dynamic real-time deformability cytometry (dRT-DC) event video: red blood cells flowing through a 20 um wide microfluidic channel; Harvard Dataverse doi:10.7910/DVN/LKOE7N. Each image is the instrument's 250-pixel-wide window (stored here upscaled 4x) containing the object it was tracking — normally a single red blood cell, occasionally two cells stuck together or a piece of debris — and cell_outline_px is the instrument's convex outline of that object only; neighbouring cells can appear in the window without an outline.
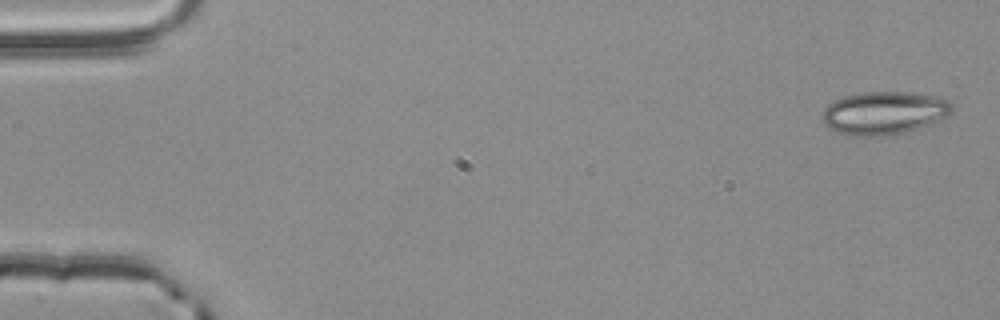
{"species": "common noctule bat (a hibernating species)", "species_latin": "Nyctalus noctula", "temperature_condition": "room temperature", "stored_images_in_passage": 5, "camera_frame_rate_fps": 3000, "um_per_image_px": 0.085, "animal": {"sex": "male", "body_mass_g": 20.4}, "frame": {"image": 1, "passage_image": 1, "time_ms": 0.0, "image_size_px": [1000, 320], "cell_outline_px": [[952, 112], [932, 124], [904, 132], [884, 136], [848, 136], [836, 132], [824, 124], [820, 116], [820, 112], [832, 100], [840, 96], [864, 92], [912, 92], [940, 96], [948, 100], [952, 104]], "centroid_in_image_um": [75.1, 9.59], "position_along_channel_um": 9.9, "area_um2": 33.18}}
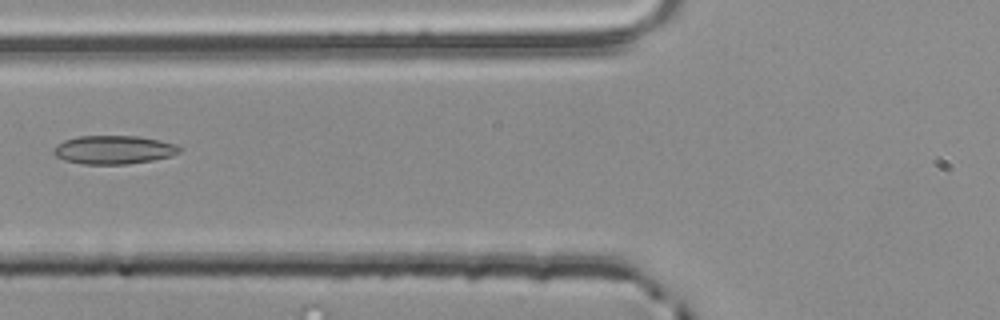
{"frame": {"image": 2, "passage_image": 5, "time_ms": 1.333, "image_size_px": [1000, 320], "cell_outline_px": [[180, 152], [172, 156], [152, 160], [128, 164], [84, 164], [64, 160], [56, 156], [52, 152], [56, 144], [64, 140], [76, 136], [140, 136], [160, 140], [176, 144], [180, 148]], "centroid_in_image_um": [9.66, 12.72], "position_along_channel_um": 116.1, "area_um2": 21.04}}